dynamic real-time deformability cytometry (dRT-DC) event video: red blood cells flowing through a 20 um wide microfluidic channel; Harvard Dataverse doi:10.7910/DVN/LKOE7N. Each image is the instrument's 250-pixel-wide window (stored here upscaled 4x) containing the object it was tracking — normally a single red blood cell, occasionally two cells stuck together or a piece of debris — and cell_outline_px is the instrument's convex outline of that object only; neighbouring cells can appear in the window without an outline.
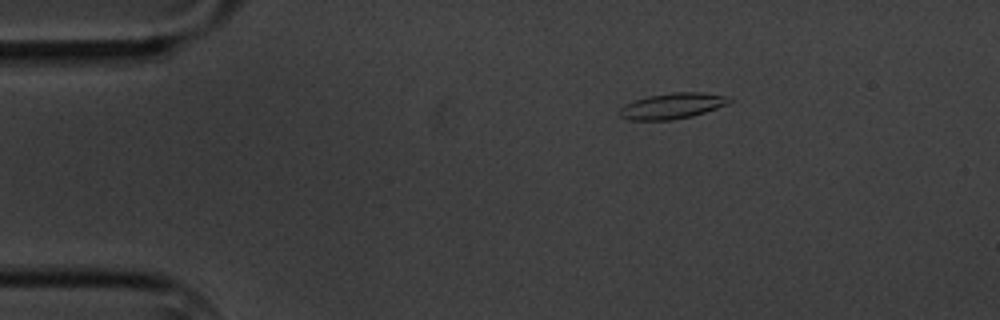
{"species": "common noctule bat (a hibernating species)", "species_latin": "Nyctalus noctula", "temperature_condition": "cold", "stored_images_in_passage": 3, "camera_frame_rate_fps": 3000, "um_per_image_px": 0.085, "animal": {"sex": "male", "body_mass_g": 20.1, "forearm_length_mm": 53.5}, "frame": {"image": 1, "passage_image": 1, "time_ms": 0.0, "image_size_px": [1000, 320], "cell_outline_px": [[732, 100], [728, 104], [692, 116], [672, 120], [628, 120], [620, 116], [616, 112], [624, 104], [648, 96], [672, 92], [700, 92], [732, 96]], "centroid_in_image_um": [57.14, 9.0], "position_along_channel_um": 27.9, "area_um2": 16.65}}